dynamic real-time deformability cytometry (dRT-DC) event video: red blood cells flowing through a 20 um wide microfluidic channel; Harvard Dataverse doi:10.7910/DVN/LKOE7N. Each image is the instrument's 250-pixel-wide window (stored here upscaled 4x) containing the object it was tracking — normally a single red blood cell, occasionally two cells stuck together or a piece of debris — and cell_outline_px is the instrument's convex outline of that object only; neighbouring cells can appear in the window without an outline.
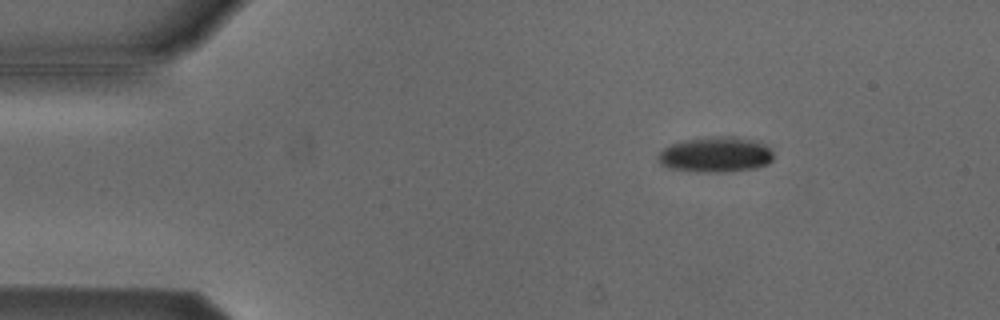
{"species": "Egyptian fruit bat (a non-hibernating species)", "species_latin": "Rousettus aegyptiacus", "temperature_condition": "cold", "stored_images_in_passage": 5, "camera_frame_rate_fps": 3000, "um_per_image_px": 0.085, "animal": {"sex": "male"}, "frame": {"image": 1, "passage_image": 3, "time_ms": 0.667, "image_size_px": [1000, 320], "cell_outline_px": [[772, 160], [768, 164], [756, 168], [728, 172], [696, 172], [668, 168], [660, 164], [656, 160], [656, 156], [664, 148], [672, 144], [688, 140], [728, 136], [732, 136], [756, 140], [768, 144], [772, 152]], "centroid_in_image_um": [60.85, 13.16], "position_along_channel_um": 24.1, "area_um2": 23.93}}